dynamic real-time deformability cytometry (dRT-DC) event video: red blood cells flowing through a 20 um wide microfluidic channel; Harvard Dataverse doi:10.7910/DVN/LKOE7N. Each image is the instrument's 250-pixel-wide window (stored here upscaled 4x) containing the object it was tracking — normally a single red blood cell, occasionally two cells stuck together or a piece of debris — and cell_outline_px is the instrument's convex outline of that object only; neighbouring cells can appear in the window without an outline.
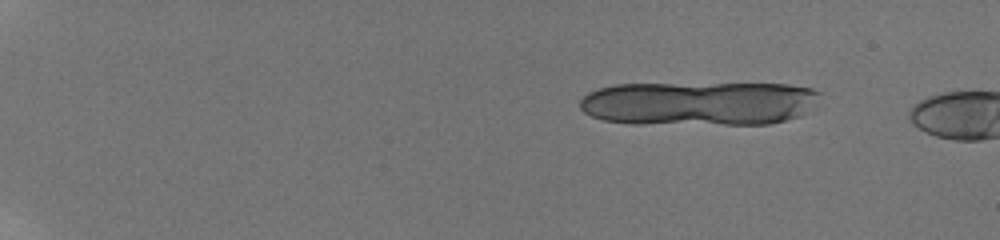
{"species": "human", "species_latin": "Homo sapiens", "temperature_condition": "room temperature", "stored_images_in_passage": 3, "camera_frame_rate_fps": 3000, "um_per_image_px": 0.085, "donor": {"sex": "male"}, "frame": {"image": 1, "passage_image": 1, "time_ms": 0.0, "image_size_px": [1000, 240], "cell_outline_px": [[820, 92], [816, 104], [800, 116], [768, 124], [632, 124], [604, 120], [592, 116], [584, 112], [580, 108], [580, 100], [588, 92], [596, 88], [616, 84], [788, 84], [812, 88]], "centroid_in_image_um": [59.39, 8.79], "position_along_channel_um": 25.6, "area_um2": 62.14}}